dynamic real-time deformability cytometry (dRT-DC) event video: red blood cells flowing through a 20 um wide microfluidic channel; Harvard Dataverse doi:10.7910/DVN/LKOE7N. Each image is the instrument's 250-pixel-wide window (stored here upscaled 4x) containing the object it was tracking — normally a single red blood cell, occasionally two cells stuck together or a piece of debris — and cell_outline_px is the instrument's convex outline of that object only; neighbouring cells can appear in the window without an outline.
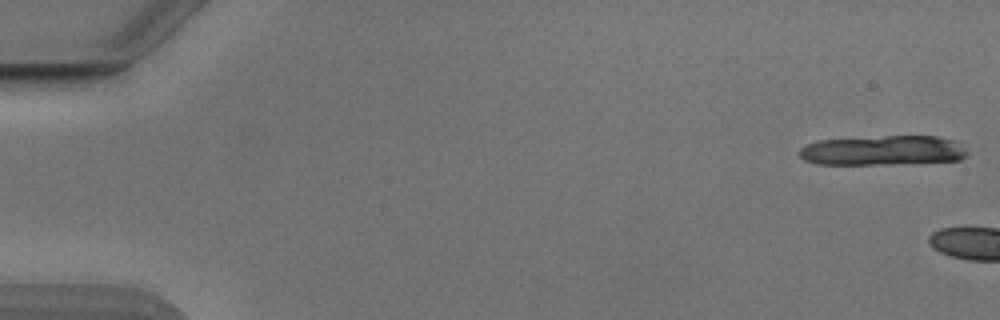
{"species": "Egyptian fruit bat (a non-hibernating species)", "species_latin": "Rousettus aegyptiacus", "temperature_condition": "cold", "stored_images_in_passage": 4, "camera_frame_rate_fps": 3000, "um_per_image_px": 0.085, "animal": {"sex": "male"}, "frame": {"image": 1, "passage_image": 1, "time_ms": 0.0, "image_size_px": [1000, 320], "cell_outline_px": [[968, 156], [960, 160], [892, 164], [816, 164], [804, 160], [800, 156], [800, 148], [808, 144], [820, 140], [884, 136], [936, 136], [952, 140], [964, 148], [968, 152]], "centroid_in_image_um": [75.05, 12.79], "position_along_channel_um": 9.9, "area_um2": 28.96}}